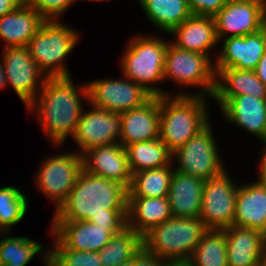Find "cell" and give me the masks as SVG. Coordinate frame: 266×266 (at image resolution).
<instances>
[{"label": "cell", "mask_w": 266, "mask_h": 266, "mask_svg": "<svg viewBox=\"0 0 266 266\" xmlns=\"http://www.w3.org/2000/svg\"><path fill=\"white\" fill-rule=\"evenodd\" d=\"M217 152L209 123L172 153V157L178 158L180 164L175 171L208 181L226 171Z\"/></svg>", "instance_id": "ba28073f"}, {"label": "cell", "mask_w": 266, "mask_h": 266, "mask_svg": "<svg viewBox=\"0 0 266 266\" xmlns=\"http://www.w3.org/2000/svg\"><path fill=\"white\" fill-rule=\"evenodd\" d=\"M222 48L215 63L216 73L225 68L254 70L266 50V26L246 36L227 35Z\"/></svg>", "instance_id": "2e32d148"}, {"label": "cell", "mask_w": 266, "mask_h": 266, "mask_svg": "<svg viewBox=\"0 0 266 266\" xmlns=\"http://www.w3.org/2000/svg\"><path fill=\"white\" fill-rule=\"evenodd\" d=\"M143 246V236L135 230L125 227L114 234L110 241L98 251L102 266H118L132 260Z\"/></svg>", "instance_id": "f1b7e54d"}, {"label": "cell", "mask_w": 266, "mask_h": 266, "mask_svg": "<svg viewBox=\"0 0 266 266\" xmlns=\"http://www.w3.org/2000/svg\"><path fill=\"white\" fill-rule=\"evenodd\" d=\"M118 266H134V260H129L127 262L119 264Z\"/></svg>", "instance_id": "7bdbcfd3"}, {"label": "cell", "mask_w": 266, "mask_h": 266, "mask_svg": "<svg viewBox=\"0 0 266 266\" xmlns=\"http://www.w3.org/2000/svg\"><path fill=\"white\" fill-rule=\"evenodd\" d=\"M92 108V110L82 113L72 136L82 150L81 155L95 147L119 143L121 135L120 113Z\"/></svg>", "instance_id": "4fadbf2b"}, {"label": "cell", "mask_w": 266, "mask_h": 266, "mask_svg": "<svg viewBox=\"0 0 266 266\" xmlns=\"http://www.w3.org/2000/svg\"><path fill=\"white\" fill-rule=\"evenodd\" d=\"M45 253L46 266H102L98 252L53 249Z\"/></svg>", "instance_id": "836d02e7"}, {"label": "cell", "mask_w": 266, "mask_h": 266, "mask_svg": "<svg viewBox=\"0 0 266 266\" xmlns=\"http://www.w3.org/2000/svg\"><path fill=\"white\" fill-rule=\"evenodd\" d=\"M77 41L78 34L68 26L55 19L45 20L27 47L45 77H70L63 61Z\"/></svg>", "instance_id": "5b68a950"}, {"label": "cell", "mask_w": 266, "mask_h": 266, "mask_svg": "<svg viewBox=\"0 0 266 266\" xmlns=\"http://www.w3.org/2000/svg\"><path fill=\"white\" fill-rule=\"evenodd\" d=\"M82 169V158L78 152L58 154L43 163L36 183L43 194L56 201V210L67 199Z\"/></svg>", "instance_id": "30bf717a"}, {"label": "cell", "mask_w": 266, "mask_h": 266, "mask_svg": "<svg viewBox=\"0 0 266 266\" xmlns=\"http://www.w3.org/2000/svg\"><path fill=\"white\" fill-rule=\"evenodd\" d=\"M121 114L119 143L127 145L159 138L160 97L152 96L143 105Z\"/></svg>", "instance_id": "ac0fdd59"}, {"label": "cell", "mask_w": 266, "mask_h": 266, "mask_svg": "<svg viewBox=\"0 0 266 266\" xmlns=\"http://www.w3.org/2000/svg\"><path fill=\"white\" fill-rule=\"evenodd\" d=\"M25 0H0V17L17 9Z\"/></svg>", "instance_id": "74e56055"}, {"label": "cell", "mask_w": 266, "mask_h": 266, "mask_svg": "<svg viewBox=\"0 0 266 266\" xmlns=\"http://www.w3.org/2000/svg\"><path fill=\"white\" fill-rule=\"evenodd\" d=\"M255 74L257 77L266 85V50L258 65L254 69Z\"/></svg>", "instance_id": "f35d334b"}, {"label": "cell", "mask_w": 266, "mask_h": 266, "mask_svg": "<svg viewBox=\"0 0 266 266\" xmlns=\"http://www.w3.org/2000/svg\"><path fill=\"white\" fill-rule=\"evenodd\" d=\"M168 43L157 37H135L122 57L124 78L142 86L152 96H166L163 90L148 83L164 80V62Z\"/></svg>", "instance_id": "8992f818"}, {"label": "cell", "mask_w": 266, "mask_h": 266, "mask_svg": "<svg viewBox=\"0 0 266 266\" xmlns=\"http://www.w3.org/2000/svg\"><path fill=\"white\" fill-rule=\"evenodd\" d=\"M226 236L228 266H259L265 253V234L256 229L231 226Z\"/></svg>", "instance_id": "d6986e66"}, {"label": "cell", "mask_w": 266, "mask_h": 266, "mask_svg": "<svg viewBox=\"0 0 266 266\" xmlns=\"http://www.w3.org/2000/svg\"><path fill=\"white\" fill-rule=\"evenodd\" d=\"M265 252H266V233H265Z\"/></svg>", "instance_id": "bcb514c9"}, {"label": "cell", "mask_w": 266, "mask_h": 266, "mask_svg": "<svg viewBox=\"0 0 266 266\" xmlns=\"http://www.w3.org/2000/svg\"><path fill=\"white\" fill-rule=\"evenodd\" d=\"M228 175L224 171L205 181L199 218L208 229L222 230L234 224L238 187Z\"/></svg>", "instance_id": "9c48e42d"}, {"label": "cell", "mask_w": 266, "mask_h": 266, "mask_svg": "<svg viewBox=\"0 0 266 266\" xmlns=\"http://www.w3.org/2000/svg\"><path fill=\"white\" fill-rule=\"evenodd\" d=\"M172 217L167 197H128L127 226L142 236Z\"/></svg>", "instance_id": "484cf974"}, {"label": "cell", "mask_w": 266, "mask_h": 266, "mask_svg": "<svg viewBox=\"0 0 266 266\" xmlns=\"http://www.w3.org/2000/svg\"><path fill=\"white\" fill-rule=\"evenodd\" d=\"M216 86L213 98L220 108L232 97L251 95L266 99V85L257 77L254 70H239L235 68L220 69L216 73ZM220 77V78H219Z\"/></svg>", "instance_id": "7402d4cb"}, {"label": "cell", "mask_w": 266, "mask_h": 266, "mask_svg": "<svg viewBox=\"0 0 266 266\" xmlns=\"http://www.w3.org/2000/svg\"><path fill=\"white\" fill-rule=\"evenodd\" d=\"M244 1H256V2H265V0H244Z\"/></svg>", "instance_id": "f6af8a7d"}, {"label": "cell", "mask_w": 266, "mask_h": 266, "mask_svg": "<svg viewBox=\"0 0 266 266\" xmlns=\"http://www.w3.org/2000/svg\"><path fill=\"white\" fill-rule=\"evenodd\" d=\"M28 201L25 194L13 186L0 188V226L7 232L26 214Z\"/></svg>", "instance_id": "d6a6232c"}, {"label": "cell", "mask_w": 266, "mask_h": 266, "mask_svg": "<svg viewBox=\"0 0 266 266\" xmlns=\"http://www.w3.org/2000/svg\"><path fill=\"white\" fill-rule=\"evenodd\" d=\"M53 235L57 238L53 249L98 252L113 234L106 228L88 221H52Z\"/></svg>", "instance_id": "9a60e30c"}, {"label": "cell", "mask_w": 266, "mask_h": 266, "mask_svg": "<svg viewBox=\"0 0 266 266\" xmlns=\"http://www.w3.org/2000/svg\"><path fill=\"white\" fill-rule=\"evenodd\" d=\"M160 97L159 139L173 153L208 124L204 93Z\"/></svg>", "instance_id": "3957f363"}, {"label": "cell", "mask_w": 266, "mask_h": 266, "mask_svg": "<svg viewBox=\"0 0 266 266\" xmlns=\"http://www.w3.org/2000/svg\"><path fill=\"white\" fill-rule=\"evenodd\" d=\"M6 85H7V81L5 77L4 66L2 62L0 61V88H5Z\"/></svg>", "instance_id": "60d3db41"}, {"label": "cell", "mask_w": 266, "mask_h": 266, "mask_svg": "<svg viewBox=\"0 0 266 266\" xmlns=\"http://www.w3.org/2000/svg\"><path fill=\"white\" fill-rule=\"evenodd\" d=\"M266 233V185L260 182L238 186L234 224Z\"/></svg>", "instance_id": "cb8c5ba5"}, {"label": "cell", "mask_w": 266, "mask_h": 266, "mask_svg": "<svg viewBox=\"0 0 266 266\" xmlns=\"http://www.w3.org/2000/svg\"><path fill=\"white\" fill-rule=\"evenodd\" d=\"M81 158L85 171L129 188L132 173L126 150L120 143L89 149L81 155Z\"/></svg>", "instance_id": "e0dca14e"}, {"label": "cell", "mask_w": 266, "mask_h": 266, "mask_svg": "<svg viewBox=\"0 0 266 266\" xmlns=\"http://www.w3.org/2000/svg\"><path fill=\"white\" fill-rule=\"evenodd\" d=\"M41 81L40 96L38 100H32L28 108L35 109L37 105L38 117L46 130L45 133L47 132L55 144H62L67 136H73L76 130L83 113L78 94L81 92L88 100L87 86H82L78 91L71 77H46Z\"/></svg>", "instance_id": "7a4b0ae2"}, {"label": "cell", "mask_w": 266, "mask_h": 266, "mask_svg": "<svg viewBox=\"0 0 266 266\" xmlns=\"http://www.w3.org/2000/svg\"><path fill=\"white\" fill-rule=\"evenodd\" d=\"M187 262L191 266H228L225 232L208 229Z\"/></svg>", "instance_id": "4dcf8cb0"}, {"label": "cell", "mask_w": 266, "mask_h": 266, "mask_svg": "<svg viewBox=\"0 0 266 266\" xmlns=\"http://www.w3.org/2000/svg\"><path fill=\"white\" fill-rule=\"evenodd\" d=\"M205 181L173 170L167 199L172 217H200Z\"/></svg>", "instance_id": "ffe728a7"}, {"label": "cell", "mask_w": 266, "mask_h": 266, "mask_svg": "<svg viewBox=\"0 0 266 266\" xmlns=\"http://www.w3.org/2000/svg\"><path fill=\"white\" fill-rule=\"evenodd\" d=\"M172 176L170 165L134 173L128 188V197H167Z\"/></svg>", "instance_id": "f546056e"}, {"label": "cell", "mask_w": 266, "mask_h": 266, "mask_svg": "<svg viewBox=\"0 0 266 266\" xmlns=\"http://www.w3.org/2000/svg\"><path fill=\"white\" fill-rule=\"evenodd\" d=\"M132 174L171 165L172 152L159 138L136 142L125 147Z\"/></svg>", "instance_id": "4316f807"}, {"label": "cell", "mask_w": 266, "mask_h": 266, "mask_svg": "<svg viewBox=\"0 0 266 266\" xmlns=\"http://www.w3.org/2000/svg\"><path fill=\"white\" fill-rule=\"evenodd\" d=\"M259 266H266V252L262 256Z\"/></svg>", "instance_id": "ee69618b"}, {"label": "cell", "mask_w": 266, "mask_h": 266, "mask_svg": "<svg viewBox=\"0 0 266 266\" xmlns=\"http://www.w3.org/2000/svg\"><path fill=\"white\" fill-rule=\"evenodd\" d=\"M128 189L84 169L53 221H88L113 235L127 227Z\"/></svg>", "instance_id": "6da1fadb"}, {"label": "cell", "mask_w": 266, "mask_h": 266, "mask_svg": "<svg viewBox=\"0 0 266 266\" xmlns=\"http://www.w3.org/2000/svg\"><path fill=\"white\" fill-rule=\"evenodd\" d=\"M207 231L199 217H171L143 235V246L166 262H186Z\"/></svg>", "instance_id": "277c9868"}, {"label": "cell", "mask_w": 266, "mask_h": 266, "mask_svg": "<svg viewBox=\"0 0 266 266\" xmlns=\"http://www.w3.org/2000/svg\"><path fill=\"white\" fill-rule=\"evenodd\" d=\"M164 266H191V265L186 261V262H166Z\"/></svg>", "instance_id": "b9f144b4"}, {"label": "cell", "mask_w": 266, "mask_h": 266, "mask_svg": "<svg viewBox=\"0 0 266 266\" xmlns=\"http://www.w3.org/2000/svg\"><path fill=\"white\" fill-rule=\"evenodd\" d=\"M170 34L176 36L172 44L177 48L208 56L209 49L218 42L214 18L209 16L192 15Z\"/></svg>", "instance_id": "d4e9b609"}, {"label": "cell", "mask_w": 266, "mask_h": 266, "mask_svg": "<svg viewBox=\"0 0 266 266\" xmlns=\"http://www.w3.org/2000/svg\"><path fill=\"white\" fill-rule=\"evenodd\" d=\"M134 266H164L166 261L154 253L148 251L144 246L134 255Z\"/></svg>", "instance_id": "8d00e7d4"}, {"label": "cell", "mask_w": 266, "mask_h": 266, "mask_svg": "<svg viewBox=\"0 0 266 266\" xmlns=\"http://www.w3.org/2000/svg\"><path fill=\"white\" fill-rule=\"evenodd\" d=\"M46 19L25 1L14 11L0 17V37L6 47L27 46Z\"/></svg>", "instance_id": "603a6c76"}, {"label": "cell", "mask_w": 266, "mask_h": 266, "mask_svg": "<svg viewBox=\"0 0 266 266\" xmlns=\"http://www.w3.org/2000/svg\"><path fill=\"white\" fill-rule=\"evenodd\" d=\"M2 231L4 232V230H3V229L1 228V226H0V234L3 233Z\"/></svg>", "instance_id": "7dc6e473"}, {"label": "cell", "mask_w": 266, "mask_h": 266, "mask_svg": "<svg viewBox=\"0 0 266 266\" xmlns=\"http://www.w3.org/2000/svg\"><path fill=\"white\" fill-rule=\"evenodd\" d=\"M78 0H25V2L40 13L46 20H56L60 14Z\"/></svg>", "instance_id": "e575fe53"}, {"label": "cell", "mask_w": 266, "mask_h": 266, "mask_svg": "<svg viewBox=\"0 0 266 266\" xmlns=\"http://www.w3.org/2000/svg\"><path fill=\"white\" fill-rule=\"evenodd\" d=\"M6 238L0 241V266H26L36 253L42 251L41 244L27 237Z\"/></svg>", "instance_id": "1f68e13d"}, {"label": "cell", "mask_w": 266, "mask_h": 266, "mask_svg": "<svg viewBox=\"0 0 266 266\" xmlns=\"http://www.w3.org/2000/svg\"><path fill=\"white\" fill-rule=\"evenodd\" d=\"M165 78H172L181 85H199L210 96L216 86L215 66L208 55L177 48L171 42L165 54Z\"/></svg>", "instance_id": "52a82bcc"}, {"label": "cell", "mask_w": 266, "mask_h": 266, "mask_svg": "<svg viewBox=\"0 0 266 266\" xmlns=\"http://www.w3.org/2000/svg\"><path fill=\"white\" fill-rule=\"evenodd\" d=\"M263 142L266 145V141ZM263 152L264 153L262 154V160L260 163V175L258 182L266 185V149Z\"/></svg>", "instance_id": "ab89813d"}, {"label": "cell", "mask_w": 266, "mask_h": 266, "mask_svg": "<svg viewBox=\"0 0 266 266\" xmlns=\"http://www.w3.org/2000/svg\"><path fill=\"white\" fill-rule=\"evenodd\" d=\"M217 39L230 33L229 37L246 36L266 26L264 2L229 0L213 17Z\"/></svg>", "instance_id": "7c38bea8"}, {"label": "cell", "mask_w": 266, "mask_h": 266, "mask_svg": "<svg viewBox=\"0 0 266 266\" xmlns=\"http://www.w3.org/2000/svg\"><path fill=\"white\" fill-rule=\"evenodd\" d=\"M229 0H188L193 15L214 17Z\"/></svg>", "instance_id": "d590c367"}, {"label": "cell", "mask_w": 266, "mask_h": 266, "mask_svg": "<svg viewBox=\"0 0 266 266\" xmlns=\"http://www.w3.org/2000/svg\"><path fill=\"white\" fill-rule=\"evenodd\" d=\"M93 107L122 113L147 102L152 95L132 80H96L86 84Z\"/></svg>", "instance_id": "8fae6325"}, {"label": "cell", "mask_w": 266, "mask_h": 266, "mask_svg": "<svg viewBox=\"0 0 266 266\" xmlns=\"http://www.w3.org/2000/svg\"><path fill=\"white\" fill-rule=\"evenodd\" d=\"M3 55L7 84L12 85L18 97L28 106L36 98L37 90H40L36 89L38 77L46 78L45 74L30 56L27 46L7 47Z\"/></svg>", "instance_id": "5bb4252c"}, {"label": "cell", "mask_w": 266, "mask_h": 266, "mask_svg": "<svg viewBox=\"0 0 266 266\" xmlns=\"http://www.w3.org/2000/svg\"><path fill=\"white\" fill-rule=\"evenodd\" d=\"M149 21L170 33L193 13L188 0H139Z\"/></svg>", "instance_id": "83f0119b"}, {"label": "cell", "mask_w": 266, "mask_h": 266, "mask_svg": "<svg viewBox=\"0 0 266 266\" xmlns=\"http://www.w3.org/2000/svg\"><path fill=\"white\" fill-rule=\"evenodd\" d=\"M221 111L227 120L266 141V99L240 95L229 99Z\"/></svg>", "instance_id": "44dd1931"}]
</instances>
